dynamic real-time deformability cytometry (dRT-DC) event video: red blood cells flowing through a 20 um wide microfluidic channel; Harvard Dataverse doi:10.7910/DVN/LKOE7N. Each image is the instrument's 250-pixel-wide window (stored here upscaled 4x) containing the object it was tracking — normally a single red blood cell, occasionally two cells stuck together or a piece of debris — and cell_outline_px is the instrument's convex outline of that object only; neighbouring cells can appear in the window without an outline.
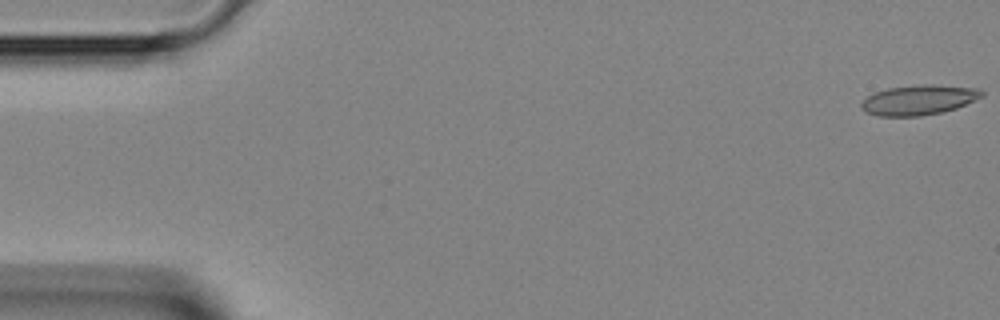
{"species": "Egyptian fruit bat (a non-hibernating species)", "species_latin": "Rousettus aegyptiacus", "temperature_condition": "room temperature", "stored_images_in_passage": 8, "camera_frame_rate_fps": 3000, "um_per_image_px": 0.085, "animal": {"sex": "female"}, "frame": {"image": 1, "passage_image": 1, "time_ms": 0.0, "image_size_px": [1000, 320], "cell_outline_px": [[984, 96], [956, 108], [940, 112], [920, 116], [880, 116], [868, 112], [860, 108], [860, 104], [868, 96], [876, 92], [888, 88], [924, 84], [932, 84], [980, 88], [984, 92]], "centroid_in_image_um": [78.13, 8.48], "position_along_channel_um": 6.9, "area_um2": 20.92}}